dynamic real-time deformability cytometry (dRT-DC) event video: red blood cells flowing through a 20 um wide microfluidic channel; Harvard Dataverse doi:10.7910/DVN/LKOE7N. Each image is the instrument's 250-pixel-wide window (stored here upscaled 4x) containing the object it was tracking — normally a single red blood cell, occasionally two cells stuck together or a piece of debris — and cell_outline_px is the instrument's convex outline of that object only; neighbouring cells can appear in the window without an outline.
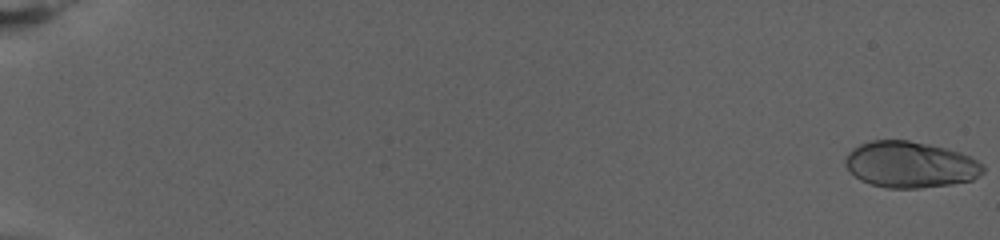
{"species": "human", "species_latin": "Homo sapiens", "temperature_condition": "warm", "stored_images_in_passage": 78, "camera_frame_rate_fps": 3000, "um_per_image_px": 0.085, "donor": {"sex": "female"}, "frame": {"image": 1, "passage_image": 1, "time_ms": 0.0, "image_size_px": [1000, 240], "cell_outline_px": [[984, 172], [972, 180], [952, 184], [920, 188], [888, 188], [872, 184], [860, 180], [844, 164], [844, 160], [848, 152], [852, 148], [868, 140], [908, 140], [928, 144], [960, 152], [984, 164]], "centroid_in_image_um": [77.36, 13.99], "position_along_channel_um": 7.6, "area_um2": 37.11}}
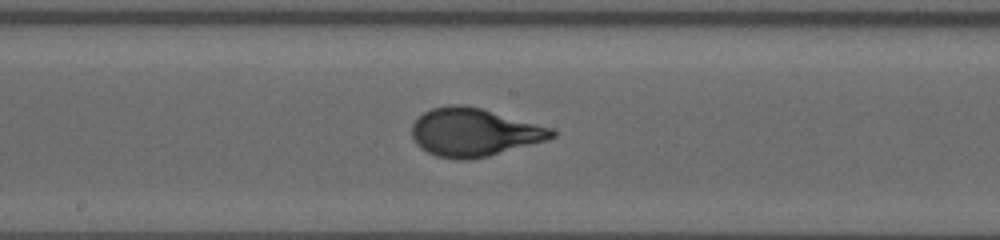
{"frame": {"image": 2, "passage_image": 45, "time_ms": 14.667, "image_size_px": [1000, 240], "cell_outline_px": [[556, 136], [544, 140], [488, 156], [468, 160], [456, 160], [436, 156], [420, 148], [412, 140], [412, 124], [424, 112], [432, 108], [448, 104], [464, 104], [480, 108], [552, 128], [556, 132]], "centroid_in_image_um": [40.23, 11.24], "position_along_channel_um": 208.0, "area_um2": 39.02}}
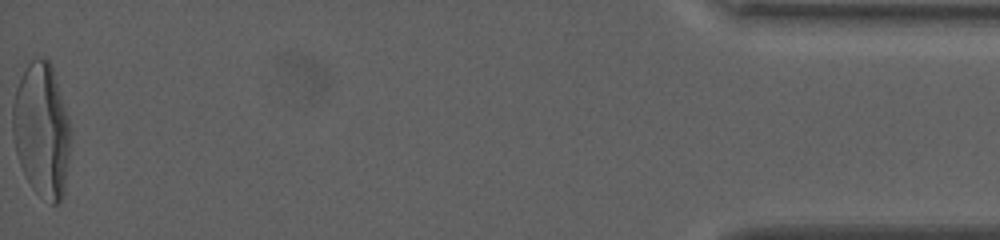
{"frame": {"image": 3, "passage_image": 78, "time_ms": 25.667, "image_size_px": [1000, 240], "cell_outline_px": [[72, 132], [64, 196], [60, 204], [52, 204], [36, 192], [32, 188], [20, 164], [16, 152], [12, 136], [12, 104], [16, 88], [28, 64], [32, 60], [44, 56], [52, 64], [68, 116]], "centroid_in_image_um": [3.56, 11.08], "position_along_channel_um": 431.6, "area_um2": 45.78}, "authors_computed_cell_mechanics": {"area_um2": 37.6278, "velocity_mm_per_s": 2.7992, "shape_relaxation_time_tau1_ms": 6.6899, "shape_relaxation_time_tau2_ms": null, "deformation_change_tau1": 0.2647, "deformation_change_tau2": null}}